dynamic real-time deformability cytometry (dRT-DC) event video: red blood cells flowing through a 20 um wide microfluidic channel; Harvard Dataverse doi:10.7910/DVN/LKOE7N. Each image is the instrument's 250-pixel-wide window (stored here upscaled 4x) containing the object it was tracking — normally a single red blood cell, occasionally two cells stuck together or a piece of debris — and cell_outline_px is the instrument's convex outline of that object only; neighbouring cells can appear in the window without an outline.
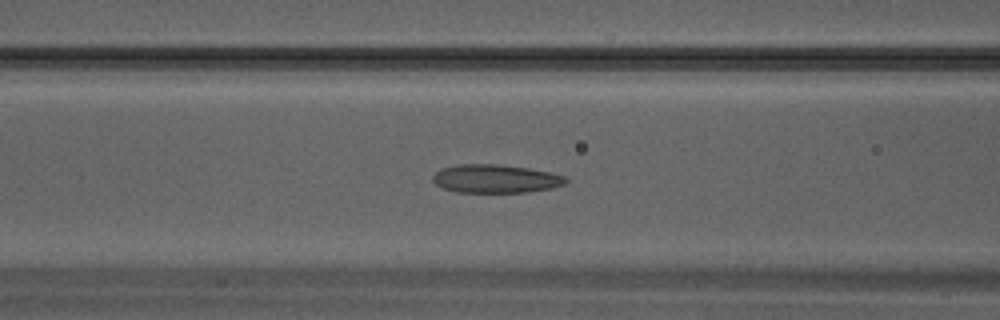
{"species": "Egyptian fruit bat (a non-hibernating species)", "species_latin": "Rousettus aegyptiacus", "temperature_condition": "warm", "stored_images_in_passage": 27, "camera_frame_rate_fps": 3000, "um_per_image_px": 0.085, "animal": {"sex": "male"}, "frame": {"image": 1, "passage_image": 11, "time_ms": 3.333, "image_size_px": [1000, 320], "cell_outline_px": [[568, 180], [564, 184], [552, 188], [524, 192], [456, 192], [444, 188], [436, 184], [432, 180], [432, 176], [440, 168], [460, 164], [496, 164], [528, 168], [548, 172], [564, 176]], "centroid_in_image_um": [42.09, 15.19], "position_along_channel_um": 124.5, "area_um2": 21.85}}
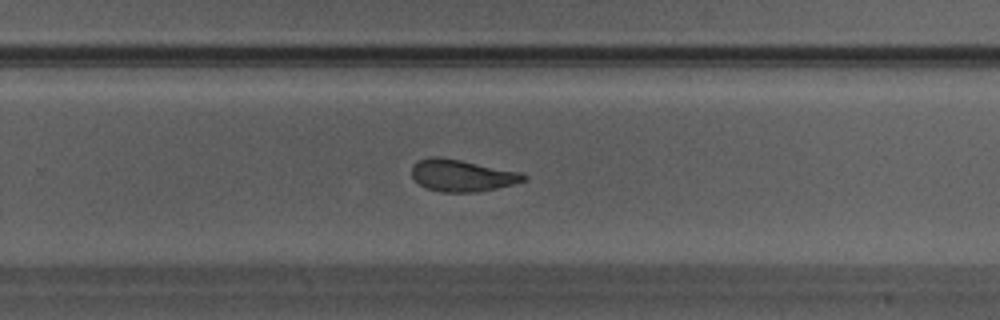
{"frame": {"image": 2, "passage_image": 19, "time_ms": 6.0, "image_size_px": [1000, 320], "cell_outline_px": [[528, 180], [496, 188], [476, 192], [440, 192], [428, 188], [420, 184], [412, 176], [412, 164], [428, 156], [440, 156], [520, 172], [528, 176]], "centroid_in_image_um": [39.26, 14.91], "position_along_channel_um": 290.5, "area_um2": 20.69}}
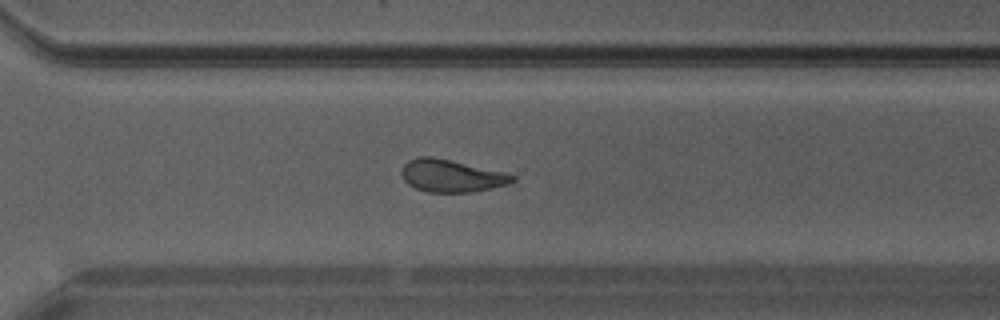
{"frame": {"image": 3, "passage_image": 21, "time_ms": 6.667, "image_size_px": [1000, 320], "cell_outline_px": [[516, 180], [508, 184], [492, 188], [472, 192], [428, 192], [416, 188], [408, 184], [404, 180], [400, 172], [404, 164], [408, 160], [420, 156], [432, 156], [504, 172], [516, 176]], "centroid_in_image_um": [38.35, 14.94], "position_along_channel_um": 332.2, "area_um2": 20.92}}